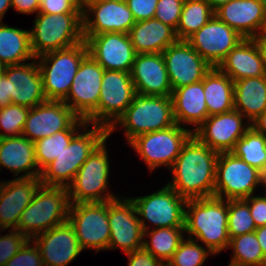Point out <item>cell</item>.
<instances>
[{
    "mask_svg": "<svg viewBox=\"0 0 266 266\" xmlns=\"http://www.w3.org/2000/svg\"><path fill=\"white\" fill-rule=\"evenodd\" d=\"M218 155L192 135L170 168L173 181L167 185L186 200L214 196Z\"/></svg>",
    "mask_w": 266,
    "mask_h": 266,
    "instance_id": "obj_1",
    "label": "cell"
},
{
    "mask_svg": "<svg viewBox=\"0 0 266 266\" xmlns=\"http://www.w3.org/2000/svg\"><path fill=\"white\" fill-rule=\"evenodd\" d=\"M227 221L228 200L212 196L186 201L185 232L189 233L188 238L194 236L203 242L213 255L229 246Z\"/></svg>",
    "mask_w": 266,
    "mask_h": 266,
    "instance_id": "obj_2",
    "label": "cell"
},
{
    "mask_svg": "<svg viewBox=\"0 0 266 266\" xmlns=\"http://www.w3.org/2000/svg\"><path fill=\"white\" fill-rule=\"evenodd\" d=\"M88 125L84 126V133H77L70 144L41 171L39 178L42 185L67 188L82 164L107 140L109 136L105 126L92 124L91 130L87 131Z\"/></svg>",
    "mask_w": 266,
    "mask_h": 266,
    "instance_id": "obj_3",
    "label": "cell"
},
{
    "mask_svg": "<svg viewBox=\"0 0 266 266\" xmlns=\"http://www.w3.org/2000/svg\"><path fill=\"white\" fill-rule=\"evenodd\" d=\"M66 187L40 185L22 212L16 230L29 240L68 220L70 208Z\"/></svg>",
    "mask_w": 266,
    "mask_h": 266,
    "instance_id": "obj_4",
    "label": "cell"
},
{
    "mask_svg": "<svg viewBox=\"0 0 266 266\" xmlns=\"http://www.w3.org/2000/svg\"><path fill=\"white\" fill-rule=\"evenodd\" d=\"M83 41V13L38 12L34 28L30 31V46L35 58L73 47Z\"/></svg>",
    "mask_w": 266,
    "mask_h": 266,
    "instance_id": "obj_5",
    "label": "cell"
},
{
    "mask_svg": "<svg viewBox=\"0 0 266 266\" xmlns=\"http://www.w3.org/2000/svg\"><path fill=\"white\" fill-rule=\"evenodd\" d=\"M120 124L128 143L136 136L164 130L176 124L171 96L136 94L131 105L108 129V136Z\"/></svg>",
    "mask_w": 266,
    "mask_h": 266,
    "instance_id": "obj_6",
    "label": "cell"
},
{
    "mask_svg": "<svg viewBox=\"0 0 266 266\" xmlns=\"http://www.w3.org/2000/svg\"><path fill=\"white\" fill-rule=\"evenodd\" d=\"M87 54L88 47L84 40L73 47L48 52L36 58L40 60L37 62L47 100L63 101L67 97L81 61Z\"/></svg>",
    "mask_w": 266,
    "mask_h": 266,
    "instance_id": "obj_7",
    "label": "cell"
},
{
    "mask_svg": "<svg viewBox=\"0 0 266 266\" xmlns=\"http://www.w3.org/2000/svg\"><path fill=\"white\" fill-rule=\"evenodd\" d=\"M46 101L38 63L4 67L0 77V108L10 104L32 108Z\"/></svg>",
    "mask_w": 266,
    "mask_h": 266,
    "instance_id": "obj_8",
    "label": "cell"
},
{
    "mask_svg": "<svg viewBox=\"0 0 266 266\" xmlns=\"http://www.w3.org/2000/svg\"><path fill=\"white\" fill-rule=\"evenodd\" d=\"M105 143L106 140L93 151L67 187L70 203L107 202L117 198L107 193L110 165Z\"/></svg>",
    "mask_w": 266,
    "mask_h": 266,
    "instance_id": "obj_9",
    "label": "cell"
},
{
    "mask_svg": "<svg viewBox=\"0 0 266 266\" xmlns=\"http://www.w3.org/2000/svg\"><path fill=\"white\" fill-rule=\"evenodd\" d=\"M262 174L232 152L219 153L216 161L214 196L225 200L248 198L261 184Z\"/></svg>",
    "mask_w": 266,
    "mask_h": 266,
    "instance_id": "obj_10",
    "label": "cell"
},
{
    "mask_svg": "<svg viewBox=\"0 0 266 266\" xmlns=\"http://www.w3.org/2000/svg\"><path fill=\"white\" fill-rule=\"evenodd\" d=\"M135 95L130 73L105 70L98 106L85 121L109 129L131 105Z\"/></svg>",
    "mask_w": 266,
    "mask_h": 266,
    "instance_id": "obj_11",
    "label": "cell"
},
{
    "mask_svg": "<svg viewBox=\"0 0 266 266\" xmlns=\"http://www.w3.org/2000/svg\"><path fill=\"white\" fill-rule=\"evenodd\" d=\"M193 135V131L177 123L164 130L148 132L136 136L129 144L153 171L158 166H173L182 147Z\"/></svg>",
    "mask_w": 266,
    "mask_h": 266,
    "instance_id": "obj_12",
    "label": "cell"
},
{
    "mask_svg": "<svg viewBox=\"0 0 266 266\" xmlns=\"http://www.w3.org/2000/svg\"><path fill=\"white\" fill-rule=\"evenodd\" d=\"M82 249L106 250L110 241L107 202L71 203L67 220Z\"/></svg>",
    "mask_w": 266,
    "mask_h": 266,
    "instance_id": "obj_13",
    "label": "cell"
},
{
    "mask_svg": "<svg viewBox=\"0 0 266 266\" xmlns=\"http://www.w3.org/2000/svg\"><path fill=\"white\" fill-rule=\"evenodd\" d=\"M131 200L135 203L138 216H141L139 221L144 231L149 229L145 220L152 222L156 228L184 227L187 200L168 185L155 193Z\"/></svg>",
    "mask_w": 266,
    "mask_h": 266,
    "instance_id": "obj_14",
    "label": "cell"
},
{
    "mask_svg": "<svg viewBox=\"0 0 266 266\" xmlns=\"http://www.w3.org/2000/svg\"><path fill=\"white\" fill-rule=\"evenodd\" d=\"M110 241L108 249L121 248L126 254L142 248L144 230L135 203L119 197L108 201Z\"/></svg>",
    "mask_w": 266,
    "mask_h": 266,
    "instance_id": "obj_15",
    "label": "cell"
},
{
    "mask_svg": "<svg viewBox=\"0 0 266 266\" xmlns=\"http://www.w3.org/2000/svg\"><path fill=\"white\" fill-rule=\"evenodd\" d=\"M105 69L88 53L79 66L63 102L81 119L86 120L97 108Z\"/></svg>",
    "mask_w": 266,
    "mask_h": 266,
    "instance_id": "obj_16",
    "label": "cell"
},
{
    "mask_svg": "<svg viewBox=\"0 0 266 266\" xmlns=\"http://www.w3.org/2000/svg\"><path fill=\"white\" fill-rule=\"evenodd\" d=\"M243 38L215 15L186 41L211 66L218 67Z\"/></svg>",
    "mask_w": 266,
    "mask_h": 266,
    "instance_id": "obj_17",
    "label": "cell"
},
{
    "mask_svg": "<svg viewBox=\"0 0 266 266\" xmlns=\"http://www.w3.org/2000/svg\"><path fill=\"white\" fill-rule=\"evenodd\" d=\"M88 53L105 70L130 73L137 55L129 35L121 32L84 36Z\"/></svg>",
    "mask_w": 266,
    "mask_h": 266,
    "instance_id": "obj_18",
    "label": "cell"
},
{
    "mask_svg": "<svg viewBox=\"0 0 266 266\" xmlns=\"http://www.w3.org/2000/svg\"><path fill=\"white\" fill-rule=\"evenodd\" d=\"M240 112L232 111L211 115L195 130L193 135L204 145L218 153L231 152L236 142L251 127L243 125Z\"/></svg>",
    "mask_w": 266,
    "mask_h": 266,
    "instance_id": "obj_19",
    "label": "cell"
},
{
    "mask_svg": "<svg viewBox=\"0 0 266 266\" xmlns=\"http://www.w3.org/2000/svg\"><path fill=\"white\" fill-rule=\"evenodd\" d=\"M162 54L172 90L202 81L212 69L186 40H178Z\"/></svg>",
    "mask_w": 266,
    "mask_h": 266,
    "instance_id": "obj_20",
    "label": "cell"
},
{
    "mask_svg": "<svg viewBox=\"0 0 266 266\" xmlns=\"http://www.w3.org/2000/svg\"><path fill=\"white\" fill-rule=\"evenodd\" d=\"M78 118L63 101L47 100L29 109L22 136L35 142L68 129Z\"/></svg>",
    "mask_w": 266,
    "mask_h": 266,
    "instance_id": "obj_21",
    "label": "cell"
},
{
    "mask_svg": "<svg viewBox=\"0 0 266 266\" xmlns=\"http://www.w3.org/2000/svg\"><path fill=\"white\" fill-rule=\"evenodd\" d=\"M83 36L121 32L128 34L136 21L125 1L82 4ZM91 12V13H90ZM89 13V14H87ZM94 14L92 20L89 15Z\"/></svg>",
    "mask_w": 266,
    "mask_h": 266,
    "instance_id": "obj_22",
    "label": "cell"
},
{
    "mask_svg": "<svg viewBox=\"0 0 266 266\" xmlns=\"http://www.w3.org/2000/svg\"><path fill=\"white\" fill-rule=\"evenodd\" d=\"M214 15L245 39H255L266 32V10L259 0H231Z\"/></svg>",
    "mask_w": 266,
    "mask_h": 266,
    "instance_id": "obj_23",
    "label": "cell"
},
{
    "mask_svg": "<svg viewBox=\"0 0 266 266\" xmlns=\"http://www.w3.org/2000/svg\"><path fill=\"white\" fill-rule=\"evenodd\" d=\"M32 240L40 250L44 266H67L83 251L68 221L35 236Z\"/></svg>",
    "mask_w": 266,
    "mask_h": 266,
    "instance_id": "obj_24",
    "label": "cell"
},
{
    "mask_svg": "<svg viewBox=\"0 0 266 266\" xmlns=\"http://www.w3.org/2000/svg\"><path fill=\"white\" fill-rule=\"evenodd\" d=\"M130 74L136 94L171 96L173 90L162 53L137 54Z\"/></svg>",
    "mask_w": 266,
    "mask_h": 266,
    "instance_id": "obj_25",
    "label": "cell"
},
{
    "mask_svg": "<svg viewBox=\"0 0 266 266\" xmlns=\"http://www.w3.org/2000/svg\"><path fill=\"white\" fill-rule=\"evenodd\" d=\"M41 185L39 177L15 178L0 185V228L16 229L22 212Z\"/></svg>",
    "mask_w": 266,
    "mask_h": 266,
    "instance_id": "obj_26",
    "label": "cell"
},
{
    "mask_svg": "<svg viewBox=\"0 0 266 266\" xmlns=\"http://www.w3.org/2000/svg\"><path fill=\"white\" fill-rule=\"evenodd\" d=\"M217 68L233 81L266 76L256 38L242 40Z\"/></svg>",
    "mask_w": 266,
    "mask_h": 266,
    "instance_id": "obj_27",
    "label": "cell"
},
{
    "mask_svg": "<svg viewBox=\"0 0 266 266\" xmlns=\"http://www.w3.org/2000/svg\"><path fill=\"white\" fill-rule=\"evenodd\" d=\"M3 166L15 172V176L21 172L25 173L17 178L40 177L41 172L35 159L34 142L22 135L0 138V168Z\"/></svg>",
    "mask_w": 266,
    "mask_h": 266,
    "instance_id": "obj_28",
    "label": "cell"
},
{
    "mask_svg": "<svg viewBox=\"0 0 266 266\" xmlns=\"http://www.w3.org/2000/svg\"><path fill=\"white\" fill-rule=\"evenodd\" d=\"M175 122L195 125L197 129L208 117L203 80L174 89L171 94Z\"/></svg>",
    "mask_w": 266,
    "mask_h": 266,
    "instance_id": "obj_29",
    "label": "cell"
},
{
    "mask_svg": "<svg viewBox=\"0 0 266 266\" xmlns=\"http://www.w3.org/2000/svg\"><path fill=\"white\" fill-rule=\"evenodd\" d=\"M128 35L137 54L162 53L178 41L176 31L155 18L136 22Z\"/></svg>",
    "mask_w": 266,
    "mask_h": 266,
    "instance_id": "obj_30",
    "label": "cell"
},
{
    "mask_svg": "<svg viewBox=\"0 0 266 266\" xmlns=\"http://www.w3.org/2000/svg\"><path fill=\"white\" fill-rule=\"evenodd\" d=\"M234 109L250 124L266 110V76L234 81Z\"/></svg>",
    "mask_w": 266,
    "mask_h": 266,
    "instance_id": "obj_31",
    "label": "cell"
},
{
    "mask_svg": "<svg viewBox=\"0 0 266 266\" xmlns=\"http://www.w3.org/2000/svg\"><path fill=\"white\" fill-rule=\"evenodd\" d=\"M203 88L208 117L234 109V81L217 67L205 75Z\"/></svg>",
    "mask_w": 266,
    "mask_h": 266,
    "instance_id": "obj_32",
    "label": "cell"
},
{
    "mask_svg": "<svg viewBox=\"0 0 266 266\" xmlns=\"http://www.w3.org/2000/svg\"><path fill=\"white\" fill-rule=\"evenodd\" d=\"M30 31L8 27L0 22V63L5 66L24 64L34 59Z\"/></svg>",
    "mask_w": 266,
    "mask_h": 266,
    "instance_id": "obj_33",
    "label": "cell"
},
{
    "mask_svg": "<svg viewBox=\"0 0 266 266\" xmlns=\"http://www.w3.org/2000/svg\"><path fill=\"white\" fill-rule=\"evenodd\" d=\"M86 124L85 120L78 118L68 129L34 142L35 159L40 172L70 144L72 138L78 133L76 129Z\"/></svg>",
    "mask_w": 266,
    "mask_h": 266,
    "instance_id": "obj_34",
    "label": "cell"
},
{
    "mask_svg": "<svg viewBox=\"0 0 266 266\" xmlns=\"http://www.w3.org/2000/svg\"><path fill=\"white\" fill-rule=\"evenodd\" d=\"M184 227L155 228L144 231V237L149 236L151 242L143 241V248L153 254L163 264H166L184 240ZM166 262V263H165Z\"/></svg>",
    "mask_w": 266,
    "mask_h": 266,
    "instance_id": "obj_35",
    "label": "cell"
},
{
    "mask_svg": "<svg viewBox=\"0 0 266 266\" xmlns=\"http://www.w3.org/2000/svg\"><path fill=\"white\" fill-rule=\"evenodd\" d=\"M214 16V10L206 0H184L179 24L178 40H187Z\"/></svg>",
    "mask_w": 266,
    "mask_h": 266,
    "instance_id": "obj_36",
    "label": "cell"
},
{
    "mask_svg": "<svg viewBox=\"0 0 266 266\" xmlns=\"http://www.w3.org/2000/svg\"><path fill=\"white\" fill-rule=\"evenodd\" d=\"M228 247L233 248V257L229 265L266 266V258L255 231L231 238Z\"/></svg>",
    "mask_w": 266,
    "mask_h": 266,
    "instance_id": "obj_37",
    "label": "cell"
},
{
    "mask_svg": "<svg viewBox=\"0 0 266 266\" xmlns=\"http://www.w3.org/2000/svg\"><path fill=\"white\" fill-rule=\"evenodd\" d=\"M231 152L262 173L266 172L264 135L255 131L252 127L236 142Z\"/></svg>",
    "mask_w": 266,
    "mask_h": 266,
    "instance_id": "obj_38",
    "label": "cell"
},
{
    "mask_svg": "<svg viewBox=\"0 0 266 266\" xmlns=\"http://www.w3.org/2000/svg\"><path fill=\"white\" fill-rule=\"evenodd\" d=\"M228 235L233 238L256 230L249 205L243 200H228Z\"/></svg>",
    "mask_w": 266,
    "mask_h": 266,
    "instance_id": "obj_39",
    "label": "cell"
},
{
    "mask_svg": "<svg viewBox=\"0 0 266 266\" xmlns=\"http://www.w3.org/2000/svg\"><path fill=\"white\" fill-rule=\"evenodd\" d=\"M195 239H184L172 258L166 263L167 266H202L207 256L211 253L209 249L200 246Z\"/></svg>",
    "mask_w": 266,
    "mask_h": 266,
    "instance_id": "obj_40",
    "label": "cell"
},
{
    "mask_svg": "<svg viewBox=\"0 0 266 266\" xmlns=\"http://www.w3.org/2000/svg\"><path fill=\"white\" fill-rule=\"evenodd\" d=\"M29 109L16 104L0 108V127L5 131L0 132V138L21 136Z\"/></svg>",
    "mask_w": 266,
    "mask_h": 266,
    "instance_id": "obj_41",
    "label": "cell"
},
{
    "mask_svg": "<svg viewBox=\"0 0 266 266\" xmlns=\"http://www.w3.org/2000/svg\"><path fill=\"white\" fill-rule=\"evenodd\" d=\"M183 4L184 0H158L154 18L176 31Z\"/></svg>",
    "mask_w": 266,
    "mask_h": 266,
    "instance_id": "obj_42",
    "label": "cell"
},
{
    "mask_svg": "<svg viewBox=\"0 0 266 266\" xmlns=\"http://www.w3.org/2000/svg\"><path fill=\"white\" fill-rule=\"evenodd\" d=\"M28 240L16 229H11L7 235L0 236V266H5Z\"/></svg>",
    "mask_w": 266,
    "mask_h": 266,
    "instance_id": "obj_43",
    "label": "cell"
},
{
    "mask_svg": "<svg viewBox=\"0 0 266 266\" xmlns=\"http://www.w3.org/2000/svg\"><path fill=\"white\" fill-rule=\"evenodd\" d=\"M30 242L34 246L30 247ZM5 266H44V263L37 245L33 240H28Z\"/></svg>",
    "mask_w": 266,
    "mask_h": 266,
    "instance_id": "obj_44",
    "label": "cell"
},
{
    "mask_svg": "<svg viewBox=\"0 0 266 266\" xmlns=\"http://www.w3.org/2000/svg\"><path fill=\"white\" fill-rule=\"evenodd\" d=\"M39 13H83L82 0H39Z\"/></svg>",
    "mask_w": 266,
    "mask_h": 266,
    "instance_id": "obj_45",
    "label": "cell"
},
{
    "mask_svg": "<svg viewBox=\"0 0 266 266\" xmlns=\"http://www.w3.org/2000/svg\"><path fill=\"white\" fill-rule=\"evenodd\" d=\"M136 22L154 18L158 0H126Z\"/></svg>",
    "mask_w": 266,
    "mask_h": 266,
    "instance_id": "obj_46",
    "label": "cell"
},
{
    "mask_svg": "<svg viewBox=\"0 0 266 266\" xmlns=\"http://www.w3.org/2000/svg\"><path fill=\"white\" fill-rule=\"evenodd\" d=\"M250 208V214L254 220L256 228L266 225V198L264 196L251 195L243 199Z\"/></svg>",
    "mask_w": 266,
    "mask_h": 266,
    "instance_id": "obj_47",
    "label": "cell"
},
{
    "mask_svg": "<svg viewBox=\"0 0 266 266\" xmlns=\"http://www.w3.org/2000/svg\"><path fill=\"white\" fill-rule=\"evenodd\" d=\"M126 255L129 258L128 266H164L159 259L143 247Z\"/></svg>",
    "mask_w": 266,
    "mask_h": 266,
    "instance_id": "obj_48",
    "label": "cell"
},
{
    "mask_svg": "<svg viewBox=\"0 0 266 266\" xmlns=\"http://www.w3.org/2000/svg\"><path fill=\"white\" fill-rule=\"evenodd\" d=\"M12 7L21 14L39 12V0H11Z\"/></svg>",
    "mask_w": 266,
    "mask_h": 266,
    "instance_id": "obj_49",
    "label": "cell"
},
{
    "mask_svg": "<svg viewBox=\"0 0 266 266\" xmlns=\"http://www.w3.org/2000/svg\"><path fill=\"white\" fill-rule=\"evenodd\" d=\"M250 126L257 132L266 135V110L254 119Z\"/></svg>",
    "mask_w": 266,
    "mask_h": 266,
    "instance_id": "obj_50",
    "label": "cell"
},
{
    "mask_svg": "<svg viewBox=\"0 0 266 266\" xmlns=\"http://www.w3.org/2000/svg\"><path fill=\"white\" fill-rule=\"evenodd\" d=\"M255 234L263 251L264 257L266 258V225L256 228Z\"/></svg>",
    "mask_w": 266,
    "mask_h": 266,
    "instance_id": "obj_51",
    "label": "cell"
},
{
    "mask_svg": "<svg viewBox=\"0 0 266 266\" xmlns=\"http://www.w3.org/2000/svg\"><path fill=\"white\" fill-rule=\"evenodd\" d=\"M256 42L258 44V48L262 56L264 70L266 73V35L262 34L261 36L257 37Z\"/></svg>",
    "mask_w": 266,
    "mask_h": 266,
    "instance_id": "obj_52",
    "label": "cell"
},
{
    "mask_svg": "<svg viewBox=\"0 0 266 266\" xmlns=\"http://www.w3.org/2000/svg\"><path fill=\"white\" fill-rule=\"evenodd\" d=\"M10 7H12L11 0H0V22Z\"/></svg>",
    "mask_w": 266,
    "mask_h": 266,
    "instance_id": "obj_53",
    "label": "cell"
},
{
    "mask_svg": "<svg viewBox=\"0 0 266 266\" xmlns=\"http://www.w3.org/2000/svg\"><path fill=\"white\" fill-rule=\"evenodd\" d=\"M206 1L209 3L210 7L215 11L220 6L227 4L231 0H206Z\"/></svg>",
    "mask_w": 266,
    "mask_h": 266,
    "instance_id": "obj_54",
    "label": "cell"
},
{
    "mask_svg": "<svg viewBox=\"0 0 266 266\" xmlns=\"http://www.w3.org/2000/svg\"><path fill=\"white\" fill-rule=\"evenodd\" d=\"M122 2L126 0H82V4H100V3H105V2Z\"/></svg>",
    "mask_w": 266,
    "mask_h": 266,
    "instance_id": "obj_55",
    "label": "cell"
},
{
    "mask_svg": "<svg viewBox=\"0 0 266 266\" xmlns=\"http://www.w3.org/2000/svg\"><path fill=\"white\" fill-rule=\"evenodd\" d=\"M261 184L265 185L266 187V172L262 174ZM264 197L266 198V194L264 195Z\"/></svg>",
    "mask_w": 266,
    "mask_h": 266,
    "instance_id": "obj_56",
    "label": "cell"
},
{
    "mask_svg": "<svg viewBox=\"0 0 266 266\" xmlns=\"http://www.w3.org/2000/svg\"><path fill=\"white\" fill-rule=\"evenodd\" d=\"M261 4L263 5L264 9L266 10V0H259Z\"/></svg>",
    "mask_w": 266,
    "mask_h": 266,
    "instance_id": "obj_57",
    "label": "cell"
},
{
    "mask_svg": "<svg viewBox=\"0 0 266 266\" xmlns=\"http://www.w3.org/2000/svg\"><path fill=\"white\" fill-rule=\"evenodd\" d=\"M4 66L0 63V77L3 74Z\"/></svg>",
    "mask_w": 266,
    "mask_h": 266,
    "instance_id": "obj_58",
    "label": "cell"
},
{
    "mask_svg": "<svg viewBox=\"0 0 266 266\" xmlns=\"http://www.w3.org/2000/svg\"><path fill=\"white\" fill-rule=\"evenodd\" d=\"M264 149H265V152H266V135H264Z\"/></svg>",
    "mask_w": 266,
    "mask_h": 266,
    "instance_id": "obj_59",
    "label": "cell"
}]
</instances>
